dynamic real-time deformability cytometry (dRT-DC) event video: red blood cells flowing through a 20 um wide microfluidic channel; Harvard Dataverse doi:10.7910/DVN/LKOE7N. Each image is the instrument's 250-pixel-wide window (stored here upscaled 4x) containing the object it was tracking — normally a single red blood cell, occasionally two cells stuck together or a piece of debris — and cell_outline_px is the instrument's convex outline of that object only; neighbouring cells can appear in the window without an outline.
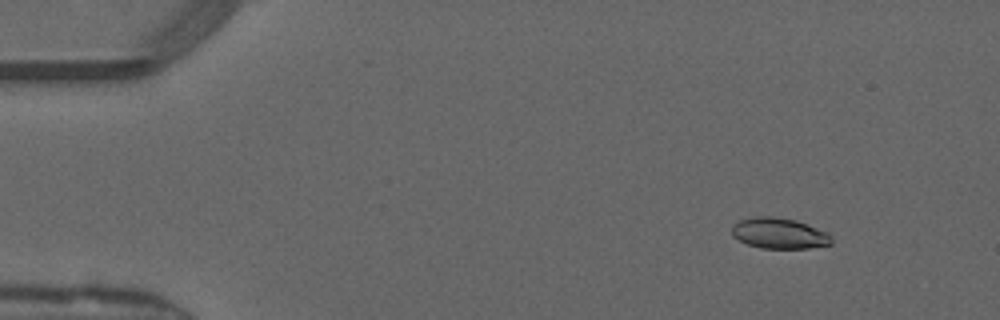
{"species": "common noctule bat (a hibernating species)", "species_latin": "Nyctalus noctula", "temperature_condition": "warm", "stored_images_in_passage": 46, "camera_frame_rate_fps": 3000, "um_per_image_px": 0.085, "animal": {"sex": "male", "forearm_length_mm": 52.5}, "frame": {"image": 1, "passage_image": 2, "time_ms": 0.333, "image_size_px": [1000, 320], "cell_outline_px": [[832, 244], [808, 248], [760, 248], [748, 244], [732, 236], [732, 224], [740, 220], [756, 216], [772, 216], [796, 220], [808, 224], [828, 232], [832, 236]], "centroid_in_image_um": [66.25, 19.82], "position_along_channel_um": 18.8, "area_um2": 17.98}}
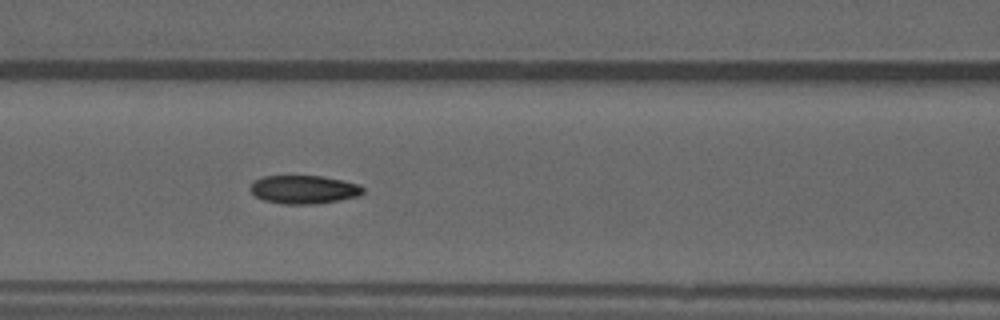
{"frame": {"image": 2, "passage_image": 18, "time_ms": 5.667, "image_size_px": [1000, 320], "cell_outline_px": [[364, 192], [356, 196], [340, 200], [312, 204], [284, 204], [264, 200], [256, 196], [252, 192], [252, 184], [256, 180], [264, 176], [320, 176], [344, 180], [360, 184], [364, 188]], "centroid_in_image_um": [25.88, 16.1], "position_along_channel_um": 140.7, "area_um2": 18.44}}
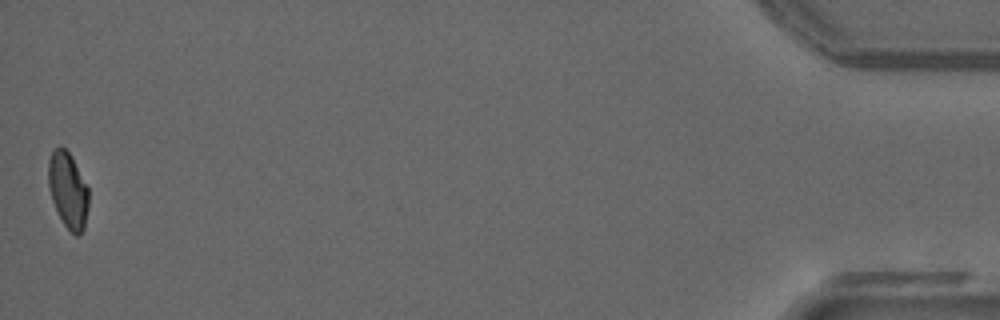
{"frame": {"image": 3, "passage_image": 46, "time_ms": 15.0, "image_size_px": [1000, 320], "cell_outline_px": [[88, 208], [84, 228], [76, 236], [64, 224], [52, 200], [48, 184], [48, 160], [52, 152], [60, 144], [72, 156], [88, 188]], "centroid_in_image_um": [5.77, 16.12], "position_along_channel_um": 429.4, "area_um2": 17.63}, "authors_computed_cell_mechanics": {"area_um2": 18.4093, "velocity_mm_per_s": 4.125, "shape_relaxation_time_tau1_ms": 5.8704, "shape_relaxation_time_tau2_ms": 2.0366, "deformation_change_tau1": 0.1895, "deformation_change_tau2": 0.0748}}